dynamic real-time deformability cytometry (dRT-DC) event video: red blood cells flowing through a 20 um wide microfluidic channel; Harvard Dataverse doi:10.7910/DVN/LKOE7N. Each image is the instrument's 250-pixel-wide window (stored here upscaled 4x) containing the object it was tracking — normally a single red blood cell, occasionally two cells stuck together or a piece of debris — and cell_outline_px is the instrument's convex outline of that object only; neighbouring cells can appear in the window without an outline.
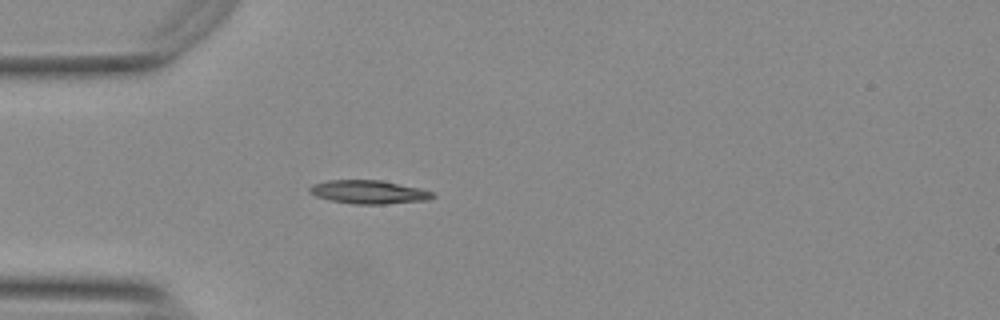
{"species": "Egyptian fruit bat (a non-hibernating species)", "species_latin": "Rousettus aegyptiacus", "temperature_condition": "warm", "stored_images_in_passage": 6, "camera_frame_rate_fps": 3000, "um_per_image_px": 0.085, "animal": {"sex": "female"}, "frame": {"image": 1, "passage_image": 1, "time_ms": 0.0, "image_size_px": [1000, 320], "cell_outline_px": [[436, 196], [428, 200], [384, 204], [356, 204], [332, 200], [316, 196], [308, 192], [308, 188], [312, 184], [328, 180], [380, 180], [420, 188], [432, 192]], "centroid_in_image_um": [31.33, 16.32], "position_along_channel_um": 53.7, "area_um2": 16.76}}